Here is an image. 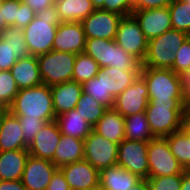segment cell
<instances>
[{"instance_id":"obj_1","label":"cell","mask_w":190,"mask_h":190,"mask_svg":"<svg viewBox=\"0 0 190 190\" xmlns=\"http://www.w3.org/2000/svg\"><path fill=\"white\" fill-rule=\"evenodd\" d=\"M8 110L18 118H38L46 122H52L56 119L52 92L50 86L45 84L20 89Z\"/></svg>"},{"instance_id":"obj_2","label":"cell","mask_w":190,"mask_h":190,"mask_svg":"<svg viewBox=\"0 0 190 190\" xmlns=\"http://www.w3.org/2000/svg\"><path fill=\"white\" fill-rule=\"evenodd\" d=\"M61 20L55 4L36 13L34 19L23 28L29 54L39 56L53 50V42Z\"/></svg>"},{"instance_id":"obj_3","label":"cell","mask_w":190,"mask_h":190,"mask_svg":"<svg viewBox=\"0 0 190 190\" xmlns=\"http://www.w3.org/2000/svg\"><path fill=\"white\" fill-rule=\"evenodd\" d=\"M145 113L152 134L166 137L185 126L188 108L184 102L149 101Z\"/></svg>"},{"instance_id":"obj_4","label":"cell","mask_w":190,"mask_h":190,"mask_svg":"<svg viewBox=\"0 0 190 190\" xmlns=\"http://www.w3.org/2000/svg\"><path fill=\"white\" fill-rule=\"evenodd\" d=\"M84 52L100 66L120 68L122 71H140L142 63L121 48L115 40L86 39Z\"/></svg>"},{"instance_id":"obj_5","label":"cell","mask_w":190,"mask_h":190,"mask_svg":"<svg viewBox=\"0 0 190 190\" xmlns=\"http://www.w3.org/2000/svg\"><path fill=\"white\" fill-rule=\"evenodd\" d=\"M189 35L179 30H168L162 35L148 41V50L141 67L171 69L175 54Z\"/></svg>"},{"instance_id":"obj_6","label":"cell","mask_w":190,"mask_h":190,"mask_svg":"<svg viewBox=\"0 0 190 190\" xmlns=\"http://www.w3.org/2000/svg\"><path fill=\"white\" fill-rule=\"evenodd\" d=\"M140 75L147 84L149 101L184 102L179 76L172 69L141 67Z\"/></svg>"},{"instance_id":"obj_7","label":"cell","mask_w":190,"mask_h":190,"mask_svg":"<svg viewBox=\"0 0 190 190\" xmlns=\"http://www.w3.org/2000/svg\"><path fill=\"white\" fill-rule=\"evenodd\" d=\"M76 55L51 50L37 56L40 77L43 84L53 86L72 80Z\"/></svg>"},{"instance_id":"obj_8","label":"cell","mask_w":190,"mask_h":190,"mask_svg":"<svg viewBox=\"0 0 190 190\" xmlns=\"http://www.w3.org/2000/svg\"><path fill=\"white\" fill-rule=\"evenodd\" d=\"M149 177L181 174L185 171L171 153L167 137H153L148 141Z\"/></svg>"},{"instance_id":"obj_9","label":"cell","mask_w":190,"mask_h":190,"mask_svg":"<svg viewBox=\"0 0 190 190\" xmlns=\"http://www.w3.org/2000/svg\"><path fill=\"white\" fill-rule=\"evenodd\" d=\"M116 43L141 63L145 60L148 40L133 14L122 16L115 38Z\"/></svg>"},{"instance_id":"obj_10","label":"cell","mask_w":190,"mask_h":190,"mask_svg":"<svg viewBox=\"0 0 190 190\" xmlns=\"http://www.w3.org/2000/svg\"><path fill=\"white\" fill-rule=\"evenodd\" d=\"M118 145L92 130L84 139V159L100 172L117 165Z\"/></svg>"},{"instance_id":"obj_11","label":"cell","mask_w":190,"mask_h":190,"mask_svg":"<svg viewBox=\"0 0 190 190\" xmlns=\"http://www.w3.org/2000/svg\"><path fill=\"white\" fill-rule=\"evenodd\" d=\"M148 141L124 139L118 145L117 165L141 179L149 177Z\"/></svg>"},{"instance_id":"obj_12","label":"cell","mask_w":190,"mask_h":190,"mask_svg":"<svg viewBox=\"0 0 190 190\" xmlns=\"http://www.w3.org/2000/svg\"><path fill=\"white\" fill-rule=\"evenodd\" d=\"M29 55L23 28L6 27L0 34V71L10 70L18 59Z\"/></svg>"},{"instance_id":"obj_13","label":"cell","mask_w":190,"mask_h":190,"mask_svg":"<svg viewBox=\"0 0 190 190\" xmlns=\"http://www.w3.org/2000/svg\"><path fill=\"white\" fill-rule=\"evenodd\" d=\"M148 103V87L139 74L133 83L115 98L113 108L125 118L145 112Z\"/></svg>"},{"instance_id":"obj_14","label":"cell","mask_w":190,"mask_h":190,"mask_svg":"<svg viewBox=\"0 0 190 190\" xmlns=\"http://www.w3.org/2000/svg\"><path fill=\"white\" fill-rule=\"evenodd\" d=\"M122 15L103 9H95L81 21L87 39L115 40Z\"/></svg>"},{"instance_id":"obj_15","label":"cell","mask_w":190,"mask_h":190,"mask_svg":"<svg viewBox=\"0 0 190 190\" xmlns=\"http://www.w3.org/2000/svg\"><path fill=\"white\" fill-rule=\"evenodd\" d=\"M57 169L52 161L29 155L23 170L22 183L27 190H46Z\"/></svg>"},{"instance_id":"obj_16","label":"cell","mask_w":190,"mask_h":190,"mask_svg":"<svg viewBox=\"0 0 190 190\" xmlns=\"http://www.w3.org/2000/svg\"><path fill=\"white\" fill-rule=\"evenodd\" d=\"M138 20L143 34L149 41L172 29L168 7L132 11Z\"/></svg>"},{"instance_id":"obj_17","label":"cell","mask_w":190,"mask_h":190,"mask_svg":"<svg viewBox=\"0 0 190 190\" xmlns=\"http://www.w3.org/2000/svg\"><path fill=\"white\" fill-rule=\"evenodd\" d=\"M86 35L81 22H61L53 42V50L75 55L84 52Z\"/></svg>"},{"instance_id":"obj_18","label":"cell","mask_w":190,"mask_h":190,"mask_svg":"<svg viewBox=\"0 0 190 190\" xmlns=\"http://www.w3.org/2000/svg\"><path fill=\"white\" fill-rule=\"evenodd\" d=\"M70 190H88L99 184L100 172L85 159L59 168Z\"/></svg>"},{"instance_id":"obj_19","label":"cell","mask_w":190,"mask_h":190,"mask_svg":"<svg viewBox=\"0 0 190 190\" xmlns=\"http://www.w3.org/2000/svg\"><path fill=\"white\" fill-rule=\"evenodd\" d=\"M61 135L56 121L46 123L29 145V154L53 162L54 152L60 142Z\"/></svg>"},{"instance_id":"obj_20","label":"cell","mask_w":190,"mask_h":190,"mask_svg":"<svg viewBox=\"0 0 190 190\" xmlns=\"http://www.w3.org/2000/svg\"><path fill=\"white\" fill-rule=\"evenodd\" d=\"M21 123L8 109H1L0 151L28 149Z\"/></svg>"},{"instance_id":"obj_21","label":"cell","mask_w":190,"mask_h":190,"mask_svg":"<svg viewBox=\"0 0 190 190\" xmlns=\"http://www.w3.org/2000/svg\"><path fill=\"white\" fill-rule=\"evenodd\" d=\"M50 89L52 92L54 112L56 116L75 109L77 102L83 93L82 84L73 80L53 85Z\"/></svg>"},{"instance_id":"obj_22","label":"cell","mask_w":190,"mask_h":190,"mask_svg":"<svg viewBox=\"0 0 190 190\" xmlns=\"http://www.w3.org/2000/svg\"><path fill=\"white\" fill-rule=\"evenodd\" d=\"M10 71L19 90L43 84L36 56L29 55L18 59Z\"/></svg>"},{"instance_id":"obj_23","label":"cell","mask_w":190,"mask_h":190,"mask_svg":"<svg viewBox=\"0 0 190 190\" xmlns=\"http://www.w3.org/2000/svg\"><path fill=\"white\" fill-rule=\"evenodd\" d=\"M125 118L114 108H107L93 131L109 141L120 144L125 139Z\"/></svg>"},{"instance_id":"obj_24","label":"cell","mask_w":190,"mask_h":190,"mask_svg":"<svg viewBox=\"0 0 190 190\" xmlns=\"http://www.w3.org/2000/svg\"><path fill=\"white\" fill-rule=\"evenodd\" d=\"M29 155L28 149L0 151V180H21Z\"/></svg>"},{"instance_id":"obj_25","label":"cell","mask_w":190,"mask_h":190,"mask_svg":"<svg viewBox=\"0 0 190 190\" xmlns=\"http://www.w3.org/2000/svg\"><path fill=\"white\" fill-rule=\"evenodd\" d=\"M140 180L136 174L114 165L100 171L99 184L105 190H128Z\"/></svg>"},{"instance_id":"obj_26","label":"cell","mask_w":190,"mask_h":190,"mask_svg":"<svg viewBox=\"0 0 190 190\" xmlns=\"http://www.w3.org/2000/svg\"><path fill=\"white\" fill-rule=\"evenodd\" d=\"M84 159V140L71 136L61 135L54 152L53 164L60 168L61 166Z\"/></svg>"},{"instance_id":"obj_27","label":"cell","mask_w":190,"mask_h":190,"mask_svg":"<svg viewBox=\"0 0 190 190\" xmlns=\"http://www.w3.org/2000/svg\"><path fill=\"white\" fill-rule=\"evenodd\" d=\"M55 121L62 135L71 136L80 140H84L93 130L90 123L76 109L56 116Z\"/></svg>"},{"instance_id":"obj_28","label":"cell","mask_w":190,"mask_h":190,"mask_svg":"<svg viewBox=\"0 0 190 190\" xmlns=\"http://www.w3.org/2000/svg\"><path fill=\"white\" fill-rule=\"evenodd\" d=\"M55 6L61 22H81L95 10L91 0H56Z\"/></svg>"},{"instance_id":"obj_29","label":"cell","mask_w":190,"mask_h":190,"mask_svg":"<svg viewBox=\"0 0 190 190\" xmlns=\"http://www.w3.org/2000/svg\"><path fill=\"white\" fill-rule=\"evenodd\" d=\"M108 74L98 72L96 77L82 84L83 92L92 96L107 108H113L115 98L112 96L111 78Z\"/></svg>"},{"instance_id":"obj_30","label":"cell","mask_w":190,"mask_h":190,"mask_svg":"<svg viewBox=\"0 0 190 190\" xmlns=\"http://www.w3.org/2000/svg\"><path fill=\"white\" fill-rule=\"evenodd\" d=\"M166 137L171 153L183 168L188 170L190 168V131L184 126Z\"/></svg>"},{"instance_id":"obj_31","label":"cell","mask_w":190,"mask_h":190,"mask_svg":"<svg viewBox=\"0 0 190 190\" xmlns=\"http://www.w3.org/2000/svg\"><path fill=\"white\" fill-rule=\"evenodd\" d=\"M125 139L135 141H150L155 137L149 127L145 112H139L125 117Z\"/></svg>"},{"instance_id":"obj_32","label":"cell","mask_w":190,"mask_h":190,"mask_svg":"<svg viewBox=\"0 0 190 190\" xmlns=\"http://www.w3.org/2000/svg\"><path fill=\"white\" fill-rule=\"evenodd\" d=\"M101 70L99 64L85 52L76 55L72 80L83 84L96 77Z\"/></svg>"},{"instance_id":"obj_33","label":"cell","mask_w":190,"mask_h":190,"mask_svg":"<svg viewBox=\"0 0 190 190\" xmlns=\"http://www.w3.org/2000/svg\"><path fill=\"white\" fill-rule=\"evenodd\" d=\"M75 109L93 127L103 116L107 107L100 102H97L89 94L83 92Z\"/></svg>"},{"instance_id":"obj_34","label":"cell","mask_w":190,"mask_h":190,"mask_svg":"<svg viewBox=\"0 0 190 190\" xmlns=\"http://www.w3.org/2000/svg\"><path fill=\"white\" fill-rule=\"evenodd\" d=\"M100 71L103 74H108V77L111 78L112 96L114 98L129 87L140 74V71H122L115 67H103Z\"/></svg>"},{"instance_id":"obj_35","label":"cell","mask_w":190,"mask_h":190,"mask_svg":"<svg viewBox=\"0 0 190 190\" xmlns=\"http://www.w3.org/2000/svg\"><path fill=\"white\" fill-rule=\"evenodd\" d=\"M168 9L172 29L183 31L190 36V4L182 0H173Z\"/></svg>"},{"instance_id":"obj_36","label":"cell","mask_w":190,"mask_h":190,"mask_svg":"<svg viewBox=\"0 0 190 190\" xmlns=\"http://www.w3.org/2000/svg\"><path fill=\"white\" fill-rule=\"evenodd\" d=\"M18 91L19 89L11 71H0V109H8Z\"/></svg>"},{"instance_id":"obj_37","label":"cell","mask_w":190,"mask_h":190,"mask_svg":"<svg viewBox=\"0 0 190 190\" xmlns=\"http://www.w3.org/2000/svg\"><path fill=\"white\" fill-rule=\"evenodd\" d=\"M182 175L148 177L147 182L150 190H181Z\"/></svg>"},{"instance_id":"obj_38","label":"cell","mask_w":190,"mask_h":190,"mask_svg":"<svg viewBox=\"0 0 190 190\" xmlns=\"http://www.w3.org/2000/svg\"><path fill=\"white\" fill-rule=\"evenodd\" d=\"M171 69L177 74L190 70V36L175 54L174 64Z\"/></svg>"},{"instance_id":"obj_39","label":"cell","mask_w":190,"mask_h":190,"mask_svg":"<svg viewBox=\"0 0 190 190\" xmlns=\"http://www.w3.org/2000/svg\"><path fill=\"white\" fill-rule=\"evenodd\" d=\"M21 123V129L24 134V142L29 147V145L33 142V139L40 131V129L48 122L43 119H26V118H18Z\"/></svg>"},{"instance_id":"obj_40","label":"cell","mask_w":190,"mask_h":190,"mask_svg":"<svg viewBox=\"0 0 190 190\" xmlns=\"http://www.w3.org/2000/svg\"><path fill=\"white\" fill-rule=\"evenodd\" d=\"M19 6L20 0H1V15L7 27L15 26V22L18 20Z\"/></svg>"},{"instance_id":"obj_41","label":"cell","mask_w":190,"mask_h":190,"mask_svg":"<svg viewBox=\"0 0 190 190\" xmlns=\"http://www.w3.org/2000/svg\"><path fill=\"white\" fill-rule=\"evenodd\" d=\"M101 9L127 16L132 14L133 4L130 0H104V6Z\"/></svg>"},{"instance_id":"obj_42","label":"cell","mask_w":190,"mask_h":190,"mask_svg":"<svg viewBox=\"0 0 190 190\" xmlns=\"http://www.w3.org/2000/svg\"><path fill=\"white\" fill-rule=\"evenodd\" d=\"M36 16L35 11L27 4L20 0L18 20L15 22V27H26Z\"/></svg>"},{"instance_id":"obj_43","label":"cell","mask_w":190,"mask_h":190,"mask_svg":"<svg viewBox=\"0 0 190 190\" xmlns=\"http://www.w3.org/2000/svg\"><path fill=\"white\" fill-rule=\"evenodd\" d=\"M172 1L173 0H137L133 4V11L168 7Z\"/></svg>"},{"instance_id":"obj_44","label":"cell","mask_w":190,"mask_h":190,"mask_svg":"<svg viewBox=\"0 0 190 190\" xmlns=\"http://www.w3.org/2000/svg\"><path fill=\"white\" fill-rule=\"evenodd\" d=\"M46 190H70L64 174L59 168L53 174Z\"/></svg>"},{"instance_id":"obj_45","label":"cell","mask_w":190,"mask_h":190,"mask_svg":"<svg viewBox=\"0 0 190 190\" xmlns=\"http://www.w3.org/2000/svg\"><path fill=\"white\" fill-rule=\"evenodd\" d=\"M180 80L181 94L184 104L187 108L190 107V76L187 72L178 74Z\"/></svg>"},{"instance_id":"obj_46","label":"cell","mask_w":190,"mask_h":190,"mask_svg":"<svg viewBox=\"0 0 190 190\" xmlns=\"http://www.w3.org/2000/svg\"><path fill=\"white\" fill-rule=\"evenodd\" d=\"M23 3L29 5L35 13L45 10L47 7L55 4L56 0H21Z\"/></svg>"},{"instance_id":"obj_47","label":"cell","mask_w":190,"mask_h":190,"mask_svg":"<svg viewBox=\"0 0 190 190\" xmlns=\"http://www.w3.org/2000/svg\"><path fill=\"white\" fill-rule=\"evenodd\" d=\"M0 190H27V188L23 185L22 180H0Z\"/></svg>"},{"instance_id":"obj_48","label":"cell","mask_w":190,"mask_h":190,"mask_svg":"<svg viewBox=\"0 0 190 190\" xmlns=\"http://www.w3.org/2000/svg\"><path fill=\"white\" fill-rule=\"evenodd\" d=\"M181 190H190V171L188 170L183 172Z\"/></svg>"},{"instance_id":"obj_49","label":"cell","mask_w":190,"mask_h":190,"mask_svg":"<svg viewBox=\"0 0 190 190\" xmlns=\"http://www.w3.org/2000/svg\"><path fill=\"white\" fill-rule=\"evenodd\" d=\"M128 190H150L147 179H141L135 186Z\"/></svg>"},{"instance_id":"obj_50","label":"cell","mask_w":190,"mask_h":190,"mask_svg":"<svg viewBox=\"0 0 190 190\" xmlns=\"http://www.w3.org/2000/svg\"><path fill=\"white\" fill-rule=\"evenodd\" d=\"M95 9H101L104 6V0H91Z\"/></svg>"},{"instance_id":"obj_51","label":"cell","mask_w":190,"mask_h":190,"mask_svg":"<svg viewBox=\"0 0 190 190\" xmlns=\"http://www.w3.org/2000/svg\"><path fill=\"white\" fill-rule=\"evenodd\" d=\"M6 24L4 22V20L2 19V15H1V9H0V34L1 32L6 28Z\"/></svg>"},{"instance_id":"obj_52","label":"cell","mask_w":190,"mask_h":190,"mask_svg":"<svg viewBox=\"0 0 190 190\" xmlns=\"http://www.w3.org/2000/svg\"><path fill=\"white\" fill-rule=\"evenodd\" d=\"M88 190H105L100 184L88 189Z\"/></svg>"},{"instance_id":"obj_53","label":"cell","mask_w":190,"mask_h":190,"mask_svg":"<svg viewBox=\"0 0 190 190\" xmlns=\"http://www.w3.org/2000/svg\"><path fill=\"white\" fill-rule=\"evenodd\" d=\"M185 127L190 131V118H187V121L185 123Z\"/></svg>"},{"instance_id":"obj_54","label":"cell","mask_w":190,"mask_h":190,"mask_svg":"<svg viewBox=\"0 0 190 190\" xmlns=\"http://www.w3.org/2000/svg\"><path fill=\"white\" fill-rule=\"evenodd\" d=\"M0 133H1V109H0Z\"/></svg>"},{"instance_id":"obj_55","label":"cell","mask_w":190,"mask_h":190,"mask_svg":"<svg viewBox=\"0 0 190 190\" xmlns=\"http://www.w3.org/2000/svg\"><path fill=\"white\" fill-rule=\"evenodd\" d=\"M187 118H190V107L188 108V117Z\"/></svg>"},{"instance_id":"obj_56","label":"cell","mask_w":190,"mask_h":190,"mask_svg":"<svg viewBox=\"0 0 190 190\" xmlns=\"http://www.w3.org/2000/svg\"><path fill=\"white\" fill-rule=\"evenodd\" d=\"M136 1H137V0H130V2H131L132 4H134Z\"/></svg>"},{"instance_id":"obj_57","label":"cell","mask_w":190,"mask_h":190,"mask_svg":"<svg viewBox=\"0 0 190 190\" xmlns=\"http://www.w3.org/2000/svg\"><path fill=\"white\" fill-rule=\"evenodd\" d=\"M182 1L187 2V3H189V4H190V0H182Z\"/></svg>"}]
</instances>
